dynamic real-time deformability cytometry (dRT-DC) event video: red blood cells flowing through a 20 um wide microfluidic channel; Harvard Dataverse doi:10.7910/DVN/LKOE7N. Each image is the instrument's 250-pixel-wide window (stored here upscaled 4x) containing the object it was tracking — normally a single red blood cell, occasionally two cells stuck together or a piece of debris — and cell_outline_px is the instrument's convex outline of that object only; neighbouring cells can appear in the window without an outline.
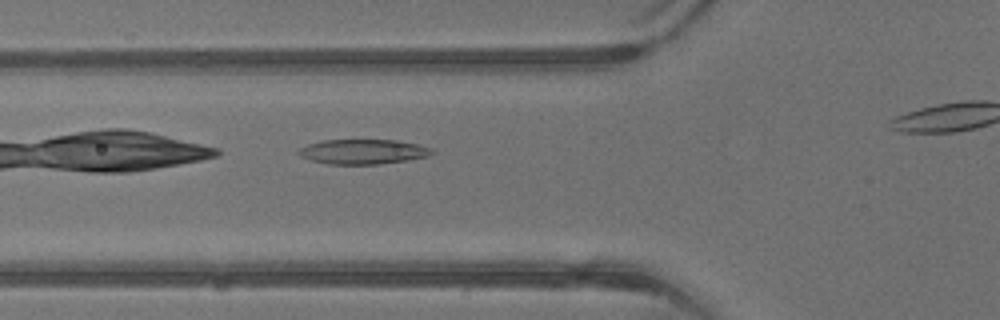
{"species": "common noctule bat (a hibernating species)", "species_latin": "Nyctalus noctula", "temperature_condition": "warm", "stored_images_in_passage": 22, "camera_frame_rate_fps": 3000, "um_per_image_px": 0.085, "animal": {"sex": "male", "body_mass_g": 13.3}, "frame": {"image": 1, "passage_image": 3, "time_ms": 0.667, "image_size_px": [1000, 320], "cell_outline_px": [[436, 152], [428, 156], [408, 160], [380, 164], [328, 164], [312, 160], [300, 156], [296, 152], [296, 148], [308, 144], [324, 140], [396, 140], [416, 144], [432, 148]], "centroid_in_image_um": [30.84, 12.89], "position_along_channel_um": 95.0, "area_um2": 19.36}}
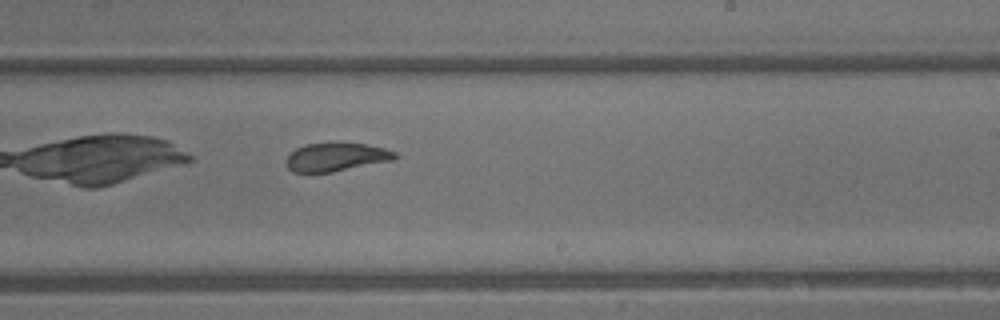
{"frame": {"image": 2, "passage_image": 13, "time_ms": 4.0, "image_size_px": [1000, 320], "cell_outline_px": [[396, 160], [332, 172], [292, 172], [288, 168], [284, 160], [296, 148], [304, 144], [332, 140], [364, 144], [384, 148], [396, 152]], "centroid_in_image_um": [28.56, 13.31], "position_along_channel_um": 260.4, "area_um2": 18.67}}
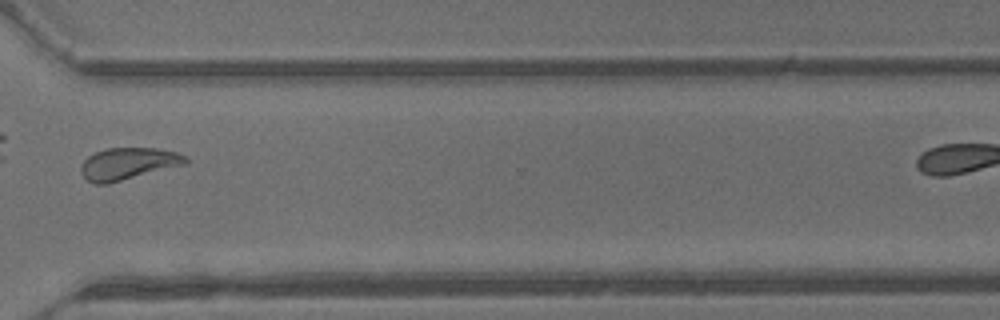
{"frame": {"image": 3, "passage_image": 19, "time_ms": 6.0, "image_size_px": [1000, 320], "cell_outline_px": [[188, 164], [108, 184], [96, 184], [84, 180], [80, 172], [80, 168], [84, 160], [88, 156], [96, 152], [108, 148], [156, 148], [176, 152], [188, 156]], "centroid_in_image_um": [10.9, 13.93], "position_along_channel_um": 359.7, "area_um2": 19.83}}